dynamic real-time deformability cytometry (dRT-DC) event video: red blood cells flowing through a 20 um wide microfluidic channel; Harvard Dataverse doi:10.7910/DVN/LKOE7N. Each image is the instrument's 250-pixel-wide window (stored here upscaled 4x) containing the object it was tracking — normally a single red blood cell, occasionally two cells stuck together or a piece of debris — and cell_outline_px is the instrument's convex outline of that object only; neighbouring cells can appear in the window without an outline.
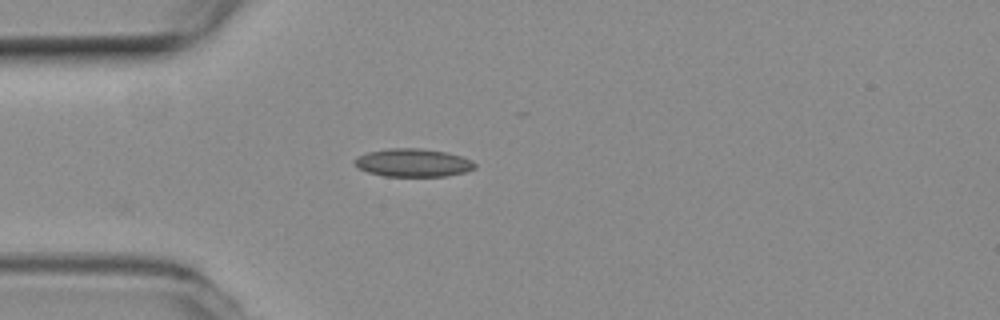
{"species": "common noctule bat (a hibernating species)", "species_latin": "Nyctalus noctula", "temperature_condition": "room temperature", "stored_images_in_passage": 33, "camera_frame_rate_fps": 3000, "um_per_image_px": 0.085, "animal": {"sex": "female", "body_mass_g": 19.3, "forearm_length_mm": 54.1}, "frame": {"image": 1, "passage_image": 1, "time_ms": 0.0, "image_size_px": [1000, 320], "cell_outline_px": [[476, 168], [464, 172], [444, 176], [384, 176], [368, 172], [356, 168], [352, 160], [356, 156], [368, 152], [388, 148], [420, 148], [444, 152], [460, 156], [472, 160], [476, 164]], "centroid_in_image_um": [35.05, 13.83], "position_along_channel_um": 49.9, "area_um2": 19.77}}
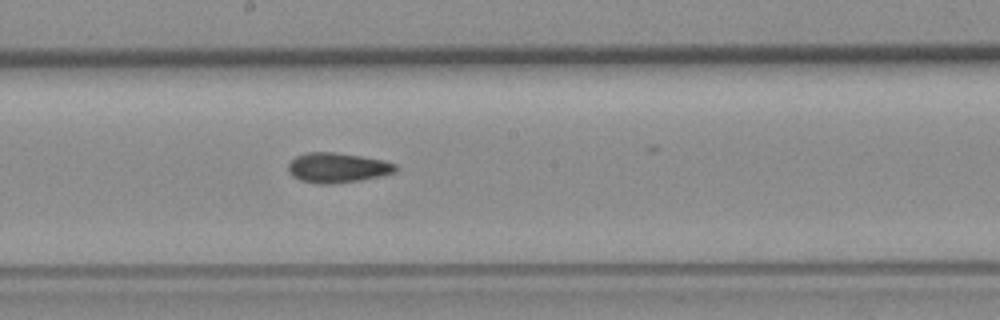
{"frame": {"image": 2, "passage_image": 15, "time_ms": 4.667, "image_size_px": [1000, 320], "cell_outline_px": [[396, 172], [380, 176], [360, 180], [332, 184], [320, 184], [300, 180], [292, 176], [288, 172], [288, 164], [296, 156], [308, 152], [332, 152], [360, 156], [384, 160], [396, 164]], "centroid_in_image_um": [28.67, 14.26], "position_along_channel_um": 219.5, "area_um2": 18.67}}
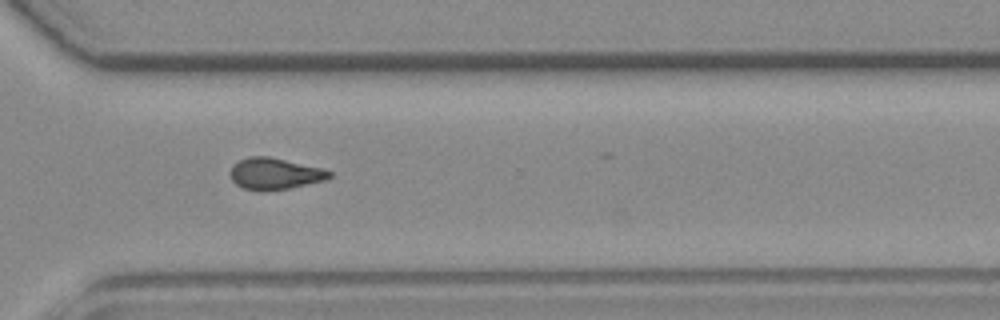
{"frame": {"image": 3, "passage_image": 25, "time_ms": 8.0, "image_size_px": [1000, 320], "cell_outline_px": [[332, 176], [328, 180], [288, 188], [264, 192], [244, 188], [236, 184], [232, 180], [232, 164], [248, 156], [268, 156], [320, 168], [332, 172]], "centroid_in_image_um": [23.37, 14.77], "position_along_channel_um": 347.2, "area_um2": 18.09}, "authors_computed_cell_mechanics": {"area_um2": 18.0914, "velocity_mm_per_s": 3.835, "shape_relaxation_time_tau1_ms": null, "shape_relaxation_time_tau2_ms": 3.2628, "deformation_change_tau1": null, "deformation_change_tau2": 0.0982}}